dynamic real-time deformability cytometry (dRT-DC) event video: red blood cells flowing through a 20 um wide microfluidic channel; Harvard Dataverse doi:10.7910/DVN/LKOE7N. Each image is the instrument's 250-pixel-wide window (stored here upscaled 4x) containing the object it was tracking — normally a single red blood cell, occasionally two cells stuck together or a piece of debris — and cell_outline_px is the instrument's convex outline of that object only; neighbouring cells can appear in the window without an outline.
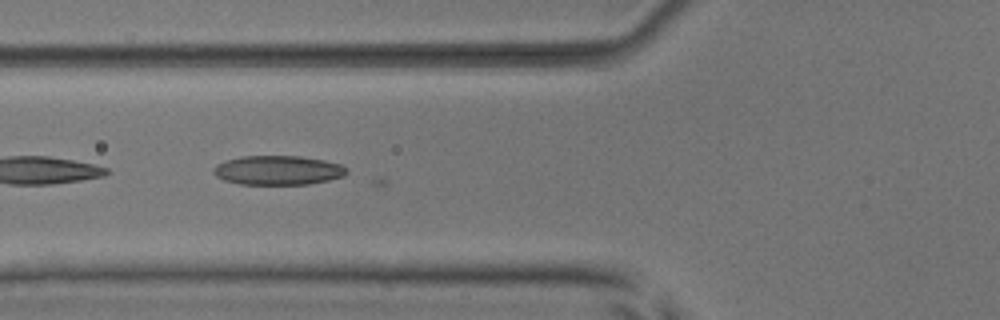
{"species": "common noctule bat (a hibernating species)", "species_latin": "Nyctalus noctula", "temperature_condition": "room temperature", "stored_images_in_passage": 18, "camera_frame_rate_fps": 3000, "um_per_image_px": 0.085, "animal": {"sex": "male", "body_mass_g": 17.9, "forearm_length_mm": 54.2}, "frame": {"image": 1, "passage_image": 11, "time_ms": 3.333, "image_size_px": [1000, 320], "cell_outline_px": [[348, 172], [344, 176], [328, 180], [308, 184], [240, 184], [224, 180], [216, 176], [212, 172], [212, 168], [216, 164], [240, 156], [300, 156], [324, 160], [340, 164], [348, 168]], "centroid_in_image_um": [23.62, 14.47], "position_along_channel_um": 102.2, "area_um2": 22.77}}